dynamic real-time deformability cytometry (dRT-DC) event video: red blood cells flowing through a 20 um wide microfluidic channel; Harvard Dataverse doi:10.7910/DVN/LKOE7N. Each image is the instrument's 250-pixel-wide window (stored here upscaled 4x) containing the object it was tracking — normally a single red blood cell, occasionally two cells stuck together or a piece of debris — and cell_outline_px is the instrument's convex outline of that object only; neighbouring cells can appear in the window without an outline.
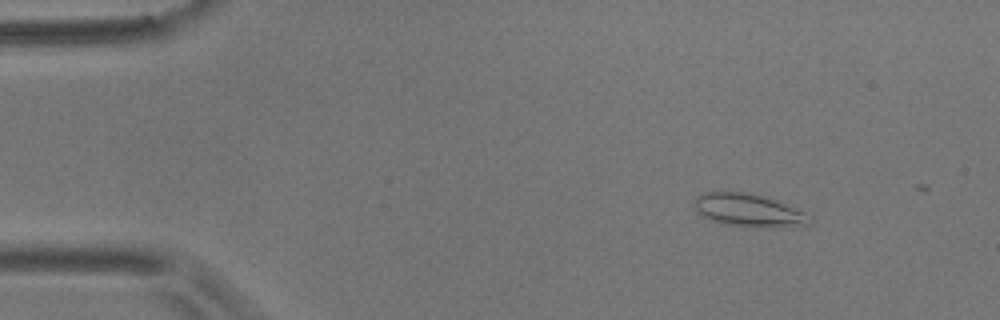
{"species": "common noctule bat (a hibernating species)", "species_latin": "Nyctalus noctula", "temperature_condition": "room temperature", "stored_images_in_passage": 10, "camera_frame_rate_fps": 3000, "um_per_image_px": 0.085, "animal": {"sex": "male", "body_mass_g": 17.9}, "frame": {"image": 1, "passage_image": 7, "time_ms": 2.0, "image_size_px": [1000, 320], "cell_outline_px": [[812, 216], [808, 224], [728, 224], [712, 220], [696, 212], [696, 196], [704, 192], [748, 192], [768, 196], [804, 212]], "centroid_in_image_um": [63.57, 17.78], "position_along_channel_um": 21.4, "area_um2": 20.75}}